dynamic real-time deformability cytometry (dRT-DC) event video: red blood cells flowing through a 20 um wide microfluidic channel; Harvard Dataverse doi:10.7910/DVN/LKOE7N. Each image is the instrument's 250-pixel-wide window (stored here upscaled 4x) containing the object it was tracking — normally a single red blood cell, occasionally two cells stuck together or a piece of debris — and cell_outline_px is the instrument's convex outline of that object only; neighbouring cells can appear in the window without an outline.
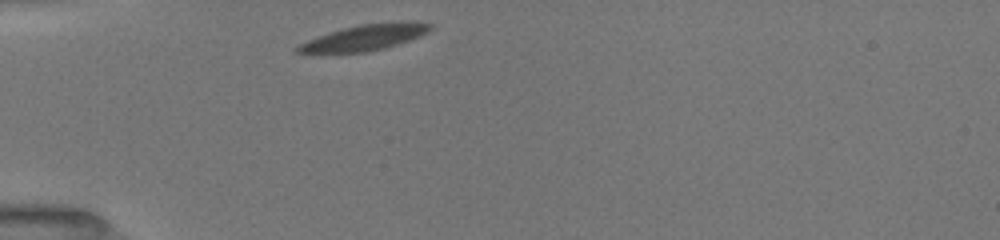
{"species": "common noctule bat (a hibernating species)", "species_latin": "Nyctalus noctula", "temperature_condition": "room temperature", "stored_images_in_passage": 7, "camera_frame_rate_fps": 3000, "um_per_image_px": 0.085, "animal": {"sex": "female", "body_mass_g": 19.5, "forearm_length_mm": 54.1}, "frame": {"image": 1, "passage_image": 1, "time_ms": 0.0, "image_size_px": [1000, 240], "cell_outline_px": [[432, 28], [428, 32], [420, 36], [384, 48], [364, 52], [296, 52], [292, 48], [308, 40], [344, 28], [360, 24], [432, 24]], "centroid_in_image_um": [30.9, 3.23], "position_along_channel_um": 54.1, "area_um2": 18.55}}
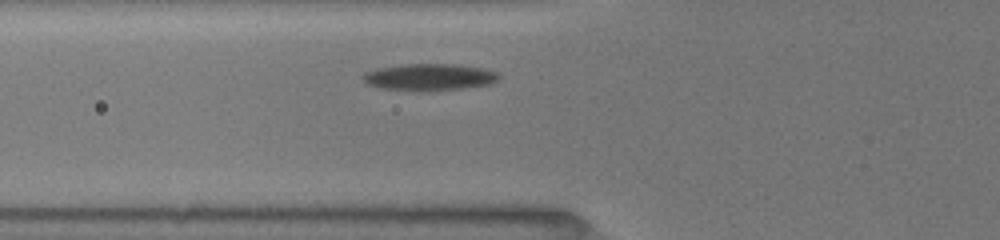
{"frame": {"image": 2, "passage_image": 5, "time_ms": 1.333, "image_size_px": [1000, 240], "cell_outline_px": [[500, 80], [492, 84], [460, 88], [380, 88], [364, 84], [360, 76], [364, 72], [376, 68], [404, 64], [452, 64], [480, 68], [496, 72], [500, 76]], "centroid_in_image_um": [36.45, 6.51], "position_along_channel_um": 89.4, "area_um2": 20.4}}
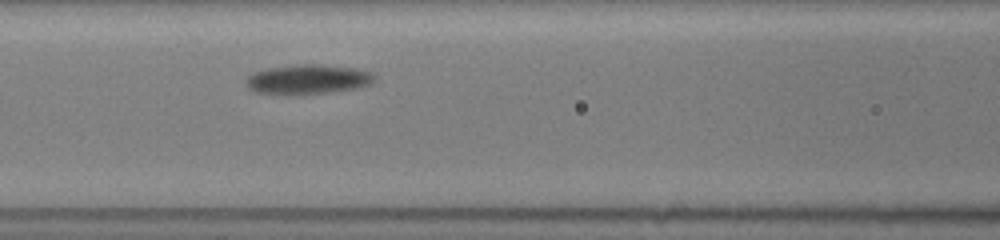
{"frame": {"image": 3, "passage_image": 7, "time_ms": 2.667, "image_size_px": [1000, 240], "cell_outline_px": [[376, 76], [372, 84], [356, 88], [300, 96], [288, 96], [256, 92], [248, 88], [244, 80], [252, 72], [272, 68], [300, 64], [320, 64], [352, 68], [368, 72]], "centroid_in_image_um": [26.11, 6.78], "position_along_channel_um": 140.5, "area_um2": 22.43}}